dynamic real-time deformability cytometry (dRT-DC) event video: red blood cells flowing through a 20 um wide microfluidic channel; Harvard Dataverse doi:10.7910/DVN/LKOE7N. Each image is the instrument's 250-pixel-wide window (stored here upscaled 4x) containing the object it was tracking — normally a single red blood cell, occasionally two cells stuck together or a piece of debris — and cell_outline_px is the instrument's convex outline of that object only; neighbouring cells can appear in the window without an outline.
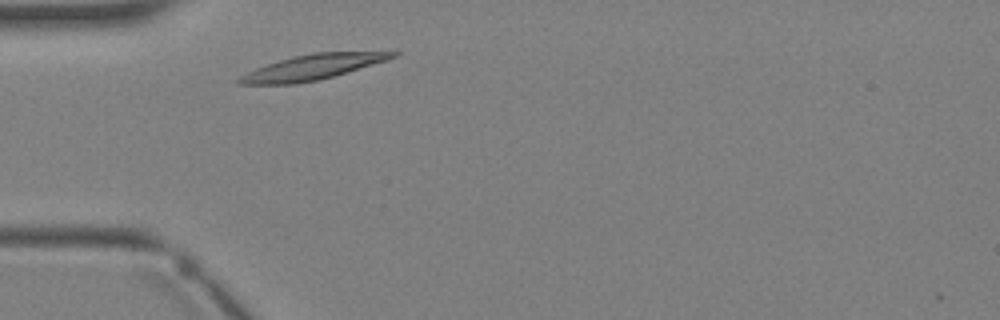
{"species": "Egyptian fruit bat (a non-hibernating species)", "species_latin": "Rousettus aegyptiacus", "temperature_condition": "warm", "stored_images_in_passage": 1, "camera_frame_rate_fps": 3000, "um_per_image_px": 0.085, "animal": {"sex": "female"}, "frame": {"image": 1, "passage_image": 1, "time_ms": 0.0, "image_size_px": [1000, 320], "cell_outline_px": [[400, 52], [396, 56], [388, 60], [320, 80], [292, 84], [236, 84], [236, 80], [240, 76], [256, 68], [292, 56], [312, 52]], "centroid_in_image_um": [26.54, 5.71], "position_along_channel_um": 58.5, "area_um2": 22.31}}